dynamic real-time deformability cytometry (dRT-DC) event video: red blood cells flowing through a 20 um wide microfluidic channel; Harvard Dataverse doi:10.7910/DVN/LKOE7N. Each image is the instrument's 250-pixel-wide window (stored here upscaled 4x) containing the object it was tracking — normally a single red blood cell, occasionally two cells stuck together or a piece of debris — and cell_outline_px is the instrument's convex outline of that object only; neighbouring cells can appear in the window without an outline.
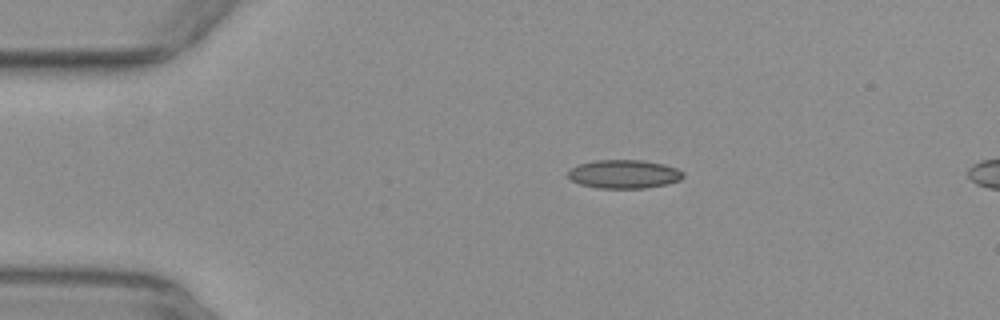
{"species": "common noctule bat (a hibernating species)", "species_latin": "Nyctalus noctula", "temperature_condition": "warm", "stored_images_in_passage": 6, "camera_frame_rate_fps": 3000, "um_per_image_px": 0.085, "animal": {"sex": "female", "body_mass_g": 29.2, "forearm_length_mm": 56.3}, "frame": {"image": 1, "passage_image": 1, "time_ms": 0.0, "image_size_px": [1000, 320], "cell_outline_px": [[684, 176], [680, 180], [668, 184], [644, 188], [596, 188], [580, 184], [572, 180], [568, 176], [568, 172], [572, 168], [580, 164], [596, 160], [644, 160], [664, 164], [676, 168], [684, 172]], "centroid_in_image_um": [53.07, 14.8], "position_along_channel_um": 31.9, "area_um2": 19.19}}